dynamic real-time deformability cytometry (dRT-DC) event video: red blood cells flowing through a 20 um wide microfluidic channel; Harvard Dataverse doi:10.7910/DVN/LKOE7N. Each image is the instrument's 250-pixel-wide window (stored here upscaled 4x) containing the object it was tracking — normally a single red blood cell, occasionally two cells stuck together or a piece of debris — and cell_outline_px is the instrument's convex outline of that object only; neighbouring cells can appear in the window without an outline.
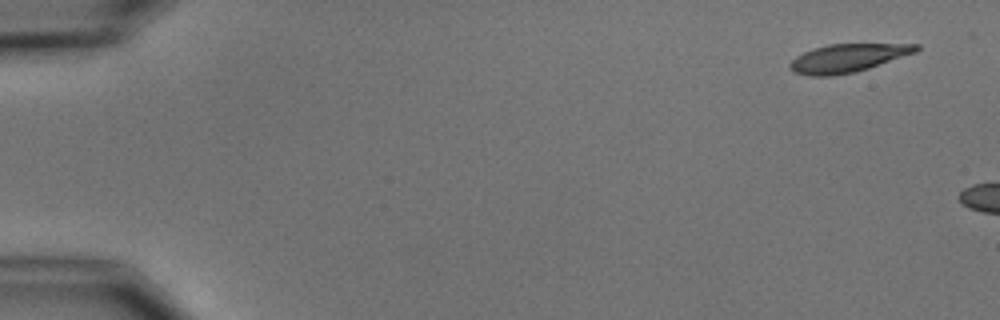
{"species": "common noctule bat (a hibernating species)", "species_latin": "Nyctalus noctula", "temperature_condition": "cold", "stored_images_in_passage": 3, "camera_frame_rate_fps": 3000, "um_per_image_px": 0.085, "animal": {"sex": "male", "body_mass_g": 15.6}, "frame": {"image": 1, "passage_image": 1, "time_ms": 0.0, "image_size_px": [1000, 320], "cell_outline_px": [[920, 48], [916, 52], [868, 68], [852, 72], [832, 76], [808, 76], [796, 72], [788, 68], [788, 64], [796, 56], [812, 48], [828, 44], [920, 44]], "centroid_in_image_um": [72.02, 4.93], "position_along_channel_um": 13.0, "area_um2": 20.63}}